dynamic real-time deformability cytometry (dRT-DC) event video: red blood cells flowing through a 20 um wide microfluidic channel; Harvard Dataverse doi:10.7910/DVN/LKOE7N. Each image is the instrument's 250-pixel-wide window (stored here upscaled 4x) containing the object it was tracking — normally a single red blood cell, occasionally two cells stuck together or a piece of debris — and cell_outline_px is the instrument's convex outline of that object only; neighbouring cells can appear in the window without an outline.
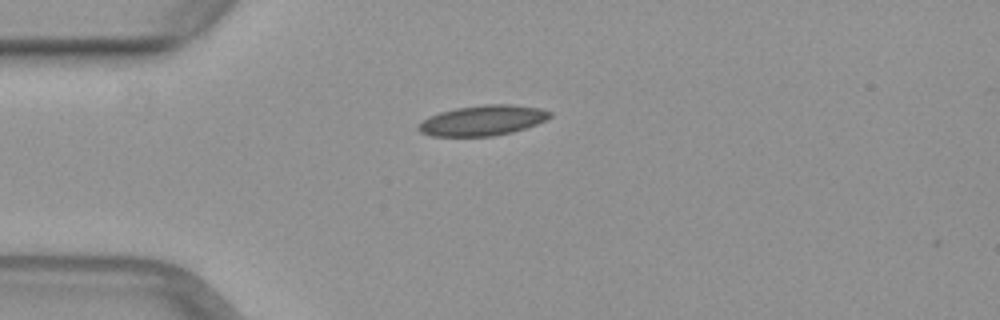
{"species": "common noctule bat (a hibernating species)", "species_latin": "Nyctalus noctula", "temperature_condition": "warm", "stored_images_in_passage": 3, "camera_frame_rate_fps": 3000, "um_per_image_px": 0.085, "animal": {"sex": "female", "body_mass_g": 29.2, "forearm_length_mm": 56.3}, "frame": {"image": 1, "passage_image": 1, "time_ms": 0.0, "image_size_px": [1000, 320], "cell_outline_px": [[552, 116], [536, 124], [512, 132], [492, 136], [432, 136], [420, 132], [416, 128], [428, 116], [440, 112], [456, 108], [484, 104], [512, 104], [540, 108], [552, 112]], "centroid_in_image_um": [41.02, 10.23], "position_along_channel_um": 44.0, "area_um2": 23.12}}